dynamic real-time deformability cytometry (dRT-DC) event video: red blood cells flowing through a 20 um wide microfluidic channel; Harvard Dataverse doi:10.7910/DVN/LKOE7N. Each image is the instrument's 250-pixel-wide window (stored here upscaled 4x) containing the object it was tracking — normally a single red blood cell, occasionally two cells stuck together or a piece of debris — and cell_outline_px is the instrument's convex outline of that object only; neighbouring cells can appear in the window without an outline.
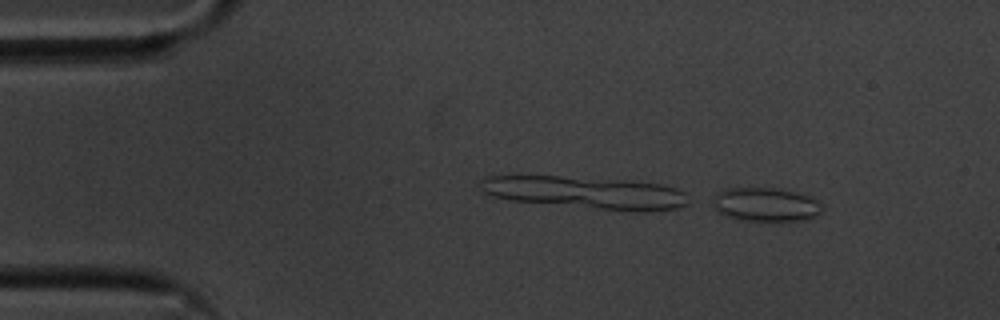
{"species": "common noctule bat (a hibernating species)", "species_latin": "Nyctalus noctula", "temperature_condition": "cold", "stored_images_in_passage": 7, "camera_frame_rate_fps": 3000, "um_per_image_px": 0.085, "animal": {"sex": "male", "body_mass_g": 20.1, "forearm_length_mm": 53.5}, "frame": {"image": 1, "passage_image": 7, "time_ms": 2.0, "image_size_px": [1000, 320], "cell_outline_px": [[824, 208], [820, 212], [808, 220], [736, 220], [724, 216], [712, 204], [716, 196], [724, 188], [780, 188], [812, 196], [820, 200]], "centroid_in_image_um": [65.14, 17.38], "position_along_channel_um": 19.9, "area_um2": 21.68}}